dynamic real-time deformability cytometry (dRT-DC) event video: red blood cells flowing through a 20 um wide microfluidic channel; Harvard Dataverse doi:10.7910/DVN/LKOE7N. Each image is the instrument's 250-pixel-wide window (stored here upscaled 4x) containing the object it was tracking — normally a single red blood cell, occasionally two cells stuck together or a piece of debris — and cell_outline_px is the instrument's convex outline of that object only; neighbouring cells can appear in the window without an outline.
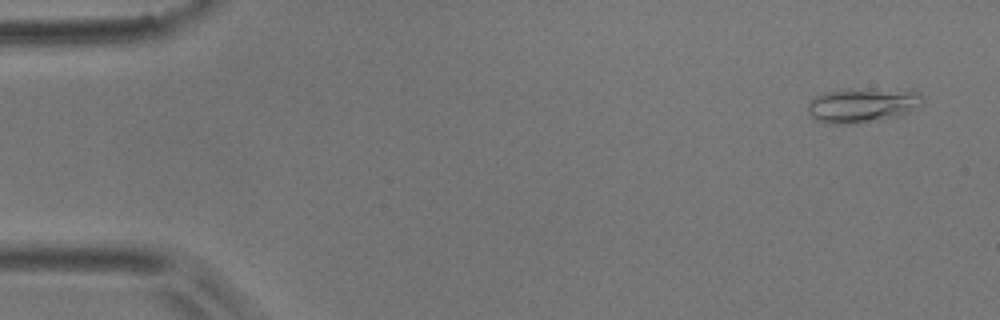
{"species": "common noctule bat (a hibernating species)", "species_latin": "Nyctalus noctula", "temperature_condition": "room temperature", "stored_images_in_passage": 53, "camera_frame_rate_fps": 3000, "um_per_image_px": 0.085, "animal": {"sex": "male", "body_mass_g": 17.9}, "frame": {"image": 1, "passage_image": 3, "time_ms": 0.667, "image_size_px": [1000, 320], "cell_outline_px": [[924, 104], [912, 112], [880, 120], [856, 124], [824, 124], [816, 120], [808, 112], [808, 104], [816, 96], [824, 92], [848, 88], [912, 88], [920, 92], [924, 96]], "centroid_in_image_um": [73.42, 8.91], "position_along_channel_um": 11.6, "area_um2": 24.33}}
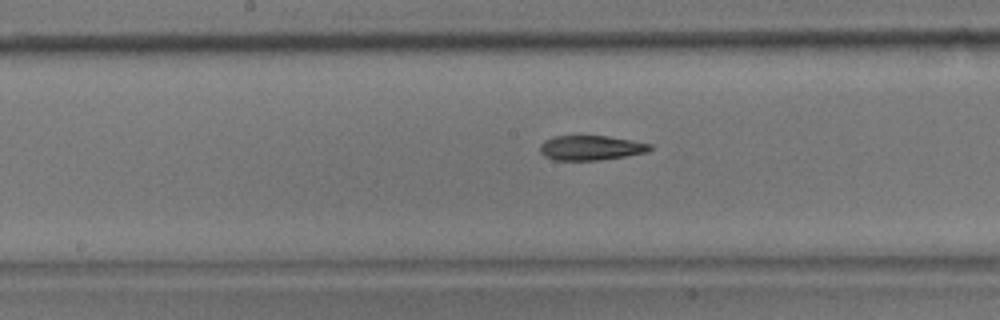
{"frame": {"image": 2, "passage_image": 27, "time_ms": 8.667, "image_size_px": [1000, 320], "cell_outline_px": [[652, 148], [648, 152], [628, 156], [600, 160], [552, 160], [544, 156], [540, 152], [540, 144], [544, 140], [552, 136], [608, 136], [652, 144]], "centroid_in_image_um": [50.21, 12.57], "position_along_channel_um": 198.0, "area_um2": 16.01}}
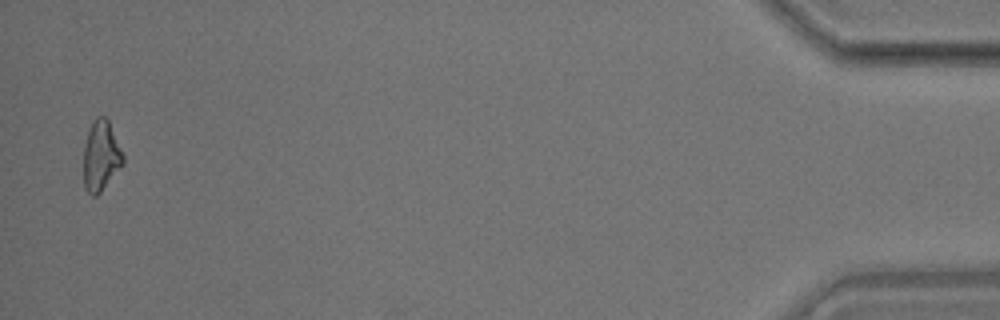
{"frame": {"image": 3, "passage_image": 52, "time_ms": 17.0, "image_size_px": [1000, 320], "cell_outline_px": [[124, 164], [100, 192], [96, 196], [92, 196], [84, 188], [84, 144], [88, 132], [96, 116], [104, 116], [108, 120], [124, 156]], "centroid_in_image_um": [8.58, 13.27], "position_along_channel_um": 426.6, "area_um2": 16.01}, "authors_computed_cell_mechanics": {"area_um2": 16.473, "velocity_mm_per_s": 3.7977, "shape_relaxation_time_tau1_ms": null, "shape_relaxation_time_tau2_ms": 4.1668, "deformation_change_tau1": null, "deformation_change_tau2": 0.126}}